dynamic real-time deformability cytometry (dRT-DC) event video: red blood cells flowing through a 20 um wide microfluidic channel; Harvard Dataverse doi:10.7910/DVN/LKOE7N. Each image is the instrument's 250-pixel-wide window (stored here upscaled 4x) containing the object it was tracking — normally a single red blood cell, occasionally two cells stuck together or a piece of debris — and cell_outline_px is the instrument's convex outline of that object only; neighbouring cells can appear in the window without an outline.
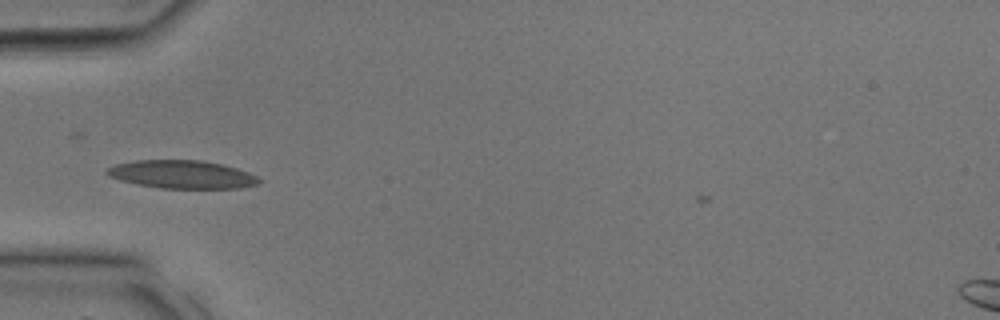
{"species": "common noctule bat (a hibernating species)", "species_latin": "Nyctalus noctula", "temperature_condition": "room temperature", "stored_images_in_passage": 22, "camera_frame_rate_fps": 3000, "um_per_image_px": 0.085, "animal": {"sex": "male", "body_mass_g": 17.9, "forearm_length_mm": 54.2}, "frame": {"image": 1, "passage_image": 1, "time_ms": 0.0, "image_size_px": [1000, 320], "cell_outline_px": [[260, 184], [240, 188], [160, 188], [136, 184], [120, 180], [108, 176], [104, 172], [108, 168], [116, 164], [136, 160], [204, 160], [224, 164], [248, 172], [256, 176], [260, 180]], "centroid_in_image_um": [15.47, 14.82], "position_along_channel_um": 69.5, "area_um2": 25.03}}
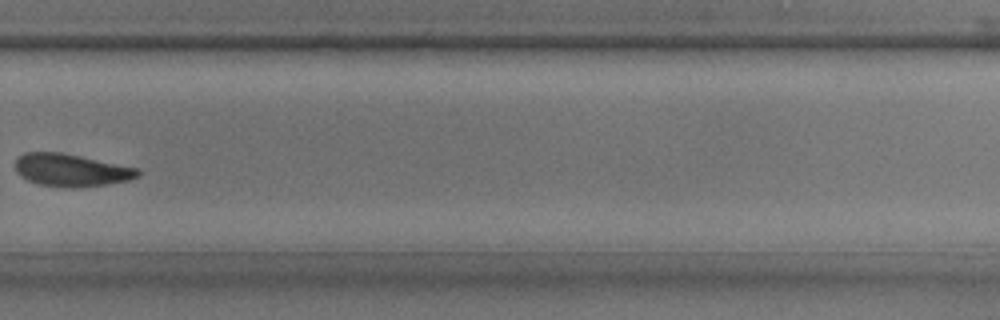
{"frame": {"image": 2, "passage_image": 13, "time_ms": 4.0, "image_size_px": [1000, 320], "cell_outline_px": [[140, 176], [128, 180], [104, 184], [72, 188], [64, 188], [40, 184], [28, 180], [20, 176], [16, 172], [16, 160], [24, 152], [60, 152], [140, 168]], "centroid_in_image_um": [6.05, 14.46], "position_along_channel_um": 323.7, "area_um2": 23.18}}
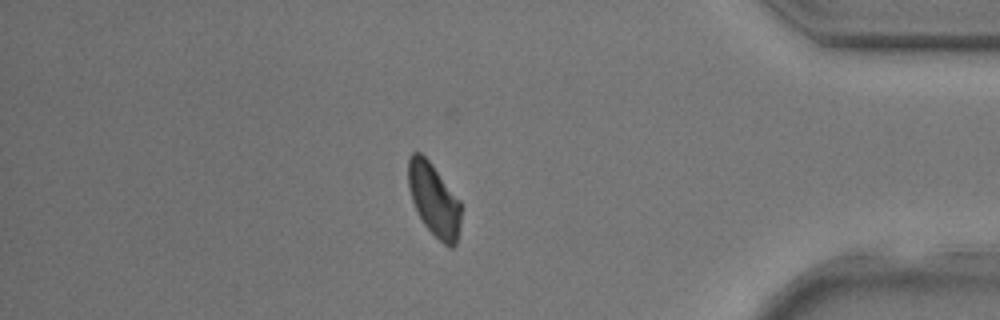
{"frame": {"image": 3, "passage_image": 18, "time_ms": 5.667, "image_size_px": [1000, 320], "cell_outline_px": [[460, 224], [456, 244], [452, 248], [448, 248], [424, 224], [412, 200], [408, 188], [408, 160], [412, 152], [420, 152], [432, 164], [460, 200]], "centroid_in_image_um": [36.89, 16.97], "position_along_channel_um": 398.3, "area_um2": 22.14}}